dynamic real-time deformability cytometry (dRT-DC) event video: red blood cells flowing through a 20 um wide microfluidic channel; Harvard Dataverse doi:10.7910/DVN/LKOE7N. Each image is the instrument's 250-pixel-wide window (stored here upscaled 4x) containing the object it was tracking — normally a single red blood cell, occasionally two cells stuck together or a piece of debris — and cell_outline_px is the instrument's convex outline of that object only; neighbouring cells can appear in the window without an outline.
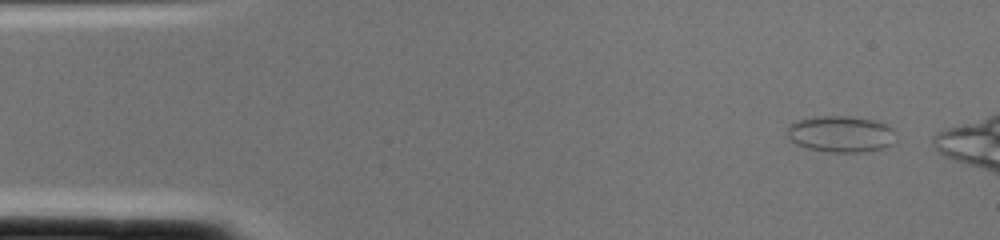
{"species": "common noctule bat (a hibernating species)", "species_latin": "Nyctalus noctula", "temperature_condition": "cold", "stored_images_in_passage": 3, "camera_frame_rate_fps": 3000, "um_per_image_px": 0.085, "animal": {"sex": "female", "body_mass_g": 22.0, "forearm_length_mm": 56.7}, "frame": {"image": 1, "passage_image": 1, "time_ms": 0.0, "image_size_px": [1000, 240], "cell_outline_px": [[896, 140], [892, 144], [884, 148], [864, 152], [832, 152], [808, 148], [796, 144], [784, 132], [788, 124], [796, 120], [816, 116], [848, 116], [872, 120], [884, 124], [892, 128], [896, 132]], "centroid_in_image_um": [71.46, 11.39], "position_along_channel_um": 13.5, "area_um2": 23.29}}